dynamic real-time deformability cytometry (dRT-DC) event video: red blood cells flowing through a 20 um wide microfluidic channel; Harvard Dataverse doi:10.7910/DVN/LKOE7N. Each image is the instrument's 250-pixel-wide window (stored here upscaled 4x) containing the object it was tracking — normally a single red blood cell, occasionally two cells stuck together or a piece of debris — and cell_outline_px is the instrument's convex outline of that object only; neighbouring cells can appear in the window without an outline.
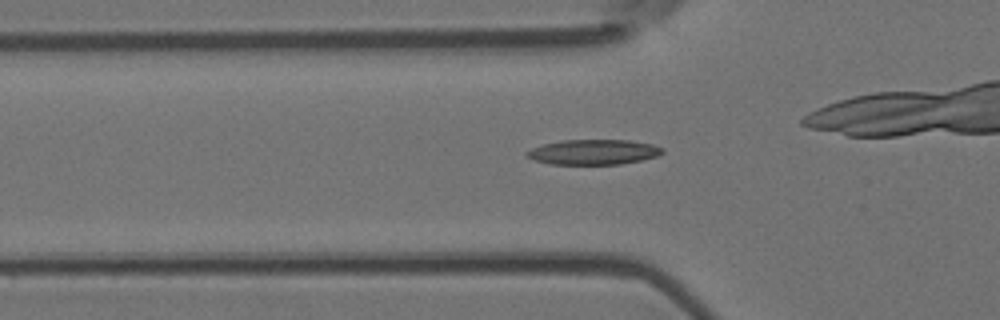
{"species": "Egyptian fruit bat (a non-hibernating species)", "species_latin": "Rousettus aegyptiacus", "temperature_condition": "room temperature", "stored_images_in_passage": 46, "camera_frame_rate_fps": 3000, "um_per_image_px": 0.085, "animal": {"sex": "female"}, "frame": {"image": 1, "passage_image": 18, "time_ms": 5.667, "image_size_px": [1000, 320], "cell_outline_px": [[664, 152], [656, 156], [640, 160], [620, 164], [548, 164], [524, 156], [524, 152], [532, 148], [544, 144], [564, 140], [628, 140], [652, 144], [664, 148]], "centroid_in_image_um": [50.42, 12.92], "position_along_channel_um": 75.4, "area_um2": 19.77}}
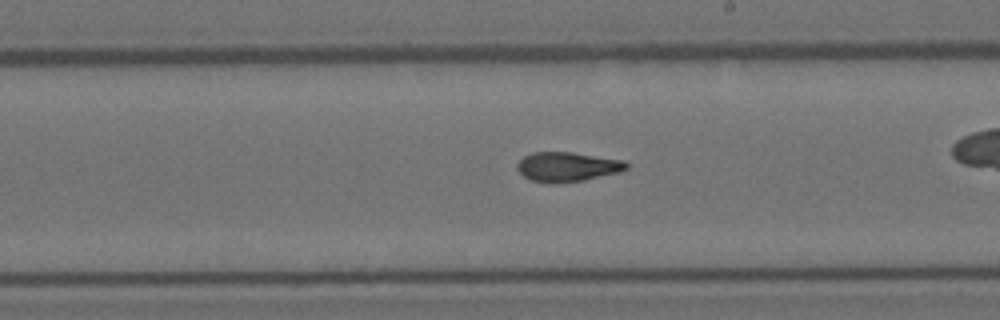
{"frame": {"image": 2, "passage_image": 31, "time_ms": 10.0, "image_size_px": [1000, 320], "cell_outline_px": [[628, 168], [620, 172], [584, 180], [560, 184], [552, 184], [532, 180], [524, 176], [516, 168], [516, 164], [524, 156], [532, 152], [572, 152], [624, 160], [628, 164]], "centroid_in_image_um": [48.22, 14.18], "position_along_channel_um": 240.8, "area_um2": 18.96}}
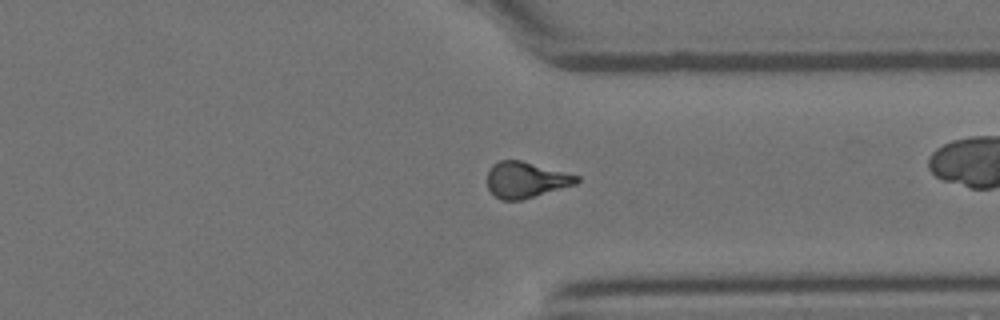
{"frame": {"image": 3, "passage_image": 41, "time_ms": 13.333, "image_size_px": [1000, 320], "cell_outline_px": [[580, 180], [576, 184], [520, 200], [500, 200], [488, 188], [488, 168], [492, 164], [500, 160], [520, 160], [580, 176]], "centroid_in_image_um": [44.68, 15.27], "position_along_channel_um": 366.7, "area_um2": 18.55}, "authors_computed_cell_mechanics": {"area_um2": 18.7272, "velocity_mm_per_s": 3.793, "shape_relaxation_time_tau1_ms": 6.0375, "shape_relaxation_time_tau2_ms": 2.9802, "deformation_change_tau1": 0.1956, "deformation_change_tau2": 0.1159}}